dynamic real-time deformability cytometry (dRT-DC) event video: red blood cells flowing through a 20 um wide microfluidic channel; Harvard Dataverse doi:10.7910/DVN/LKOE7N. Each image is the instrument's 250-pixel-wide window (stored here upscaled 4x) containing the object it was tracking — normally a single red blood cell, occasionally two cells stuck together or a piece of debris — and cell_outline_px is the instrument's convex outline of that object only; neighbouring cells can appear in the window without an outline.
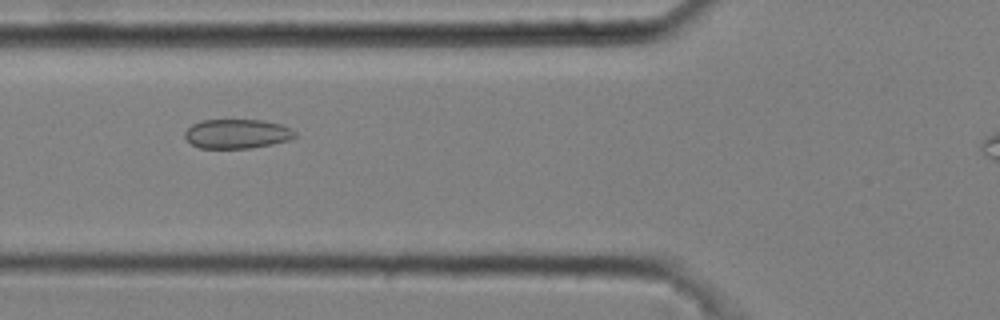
{"species": "common noctule bat (a hibernating species)", "species_latin": "Nyctalus noctula", "temperature_condition": "cold", "stored_images_in_passage": 2, "camera_frame_rate_fps": 3000, "um_per_image_px": 0.085, "animal": {"sex": "male", "body_mass_g": 20.4}, "frame": {"image": 1, "passage_image": 2, "time_ms": 0.333, "image_size_px": [1000, 320], "cell_outline_px": [[296, 136], [288, 140], [272, 144], [252, 148], [200, 148], [192, 144], [184, 136], [184, 132], [192, 124], [200, 120], [264, 120], [280, 124], [292, 128], [296, 132]], "centroid_in_image_um": [20.15, 11.37], "position_along_channel_um": 105.6, "area_um2": 18.9}}